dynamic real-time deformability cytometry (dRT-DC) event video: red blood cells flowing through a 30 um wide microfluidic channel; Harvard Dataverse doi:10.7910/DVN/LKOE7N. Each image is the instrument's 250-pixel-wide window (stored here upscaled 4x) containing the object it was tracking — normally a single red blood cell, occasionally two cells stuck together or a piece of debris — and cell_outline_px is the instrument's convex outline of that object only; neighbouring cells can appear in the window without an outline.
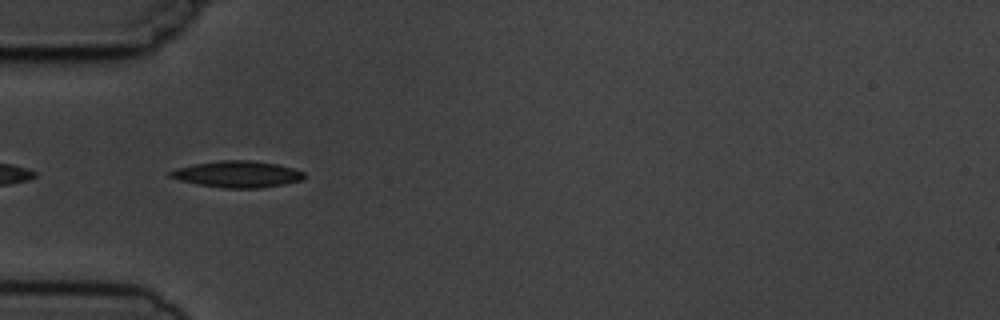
{"species": "common noctule bat (a hibernating species)", "species_latin": "Nyctalus noctula", "temperature_condition": "cold", "stored_images_in_passage": 15, "camera_frame_rate_fps": 3000, "um_per_image_px": 0.085, "animal": {"sex": "male", "body_mass_g": 19.5, "forearm_length_mm": 54.6}, "frame": {"image": 1, "passage_image": 5, "time_ms": 5.333, "image_size_px": [1000, 320], "cell_outline_px": [[308, 176], [304, 180], [284, 184], [260, 188], [224, 188], [200, 184], [180, 180], [168, 176], [168, 172], [176, 168], [196, 164], [220, 160], [248, 160], [276, 164], [292, 168], [304, 172]], "centroid_in_image_um": [20.22, 14.81], "position_along_channel_um": 64.8, "area_um2": 20.58}}
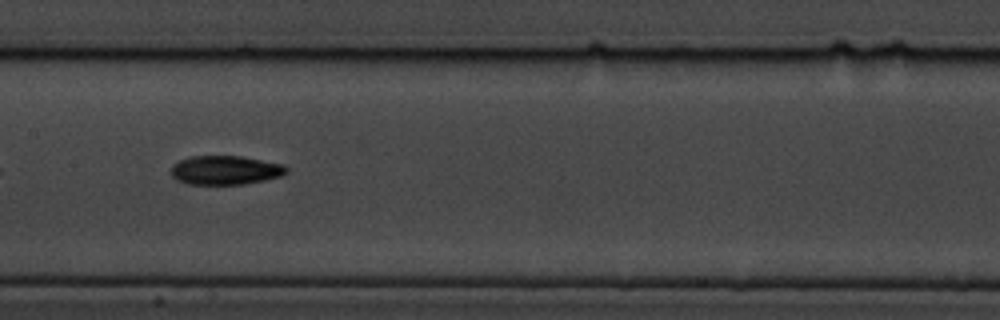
{"frame": {"image": 2, "passage_image": 8, "time_ms": 8.667, "image_size_px": [1000, 320], "cell_outline_px": [[288, 172], [280, 176], [264, 180], [244, 184], [188, 184], [176, 180], [172, 176], [172, 164], [180, 160], [192, 156], [240, 156], [284, 164], [288, 168]], "centroid_in_image_um": [19.16, 14.46], "position_along_channel_um": 188.2, "area_um2": 19.48}}
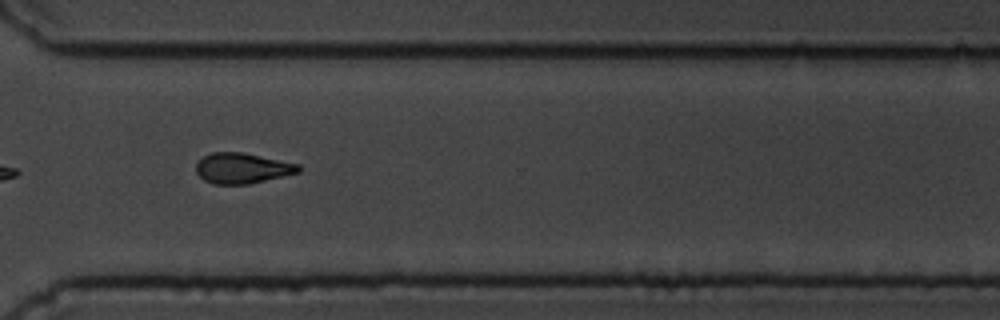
{"frame": {"image": 3, "passage_image": 12, "time_ms": 13.0, "image_size_px": [1000, 320], "cell_outline_px": [[300, 172], [248, 184], [212, 184], [204, 180], [196, 172], [196, 164], [204, 156], [212, 152], [244, 152], [300, 164]], "centroid_in_image_um": [20.59, 14.29], "position_along_channel_um": 350.0, "area_um2": 18.21}, "authors_computed_cell_mechanics": {"area_um2": 19.1318, "velocity_mm_per_s": 3.7424, "shape_relaxation_time_tau1_ms": 5.2144, "shape_relaxation_time_tau2_ms": 6.2151, "deformation_change_tau1": 0.155, "deformation_change_tau2": 0.1471}}